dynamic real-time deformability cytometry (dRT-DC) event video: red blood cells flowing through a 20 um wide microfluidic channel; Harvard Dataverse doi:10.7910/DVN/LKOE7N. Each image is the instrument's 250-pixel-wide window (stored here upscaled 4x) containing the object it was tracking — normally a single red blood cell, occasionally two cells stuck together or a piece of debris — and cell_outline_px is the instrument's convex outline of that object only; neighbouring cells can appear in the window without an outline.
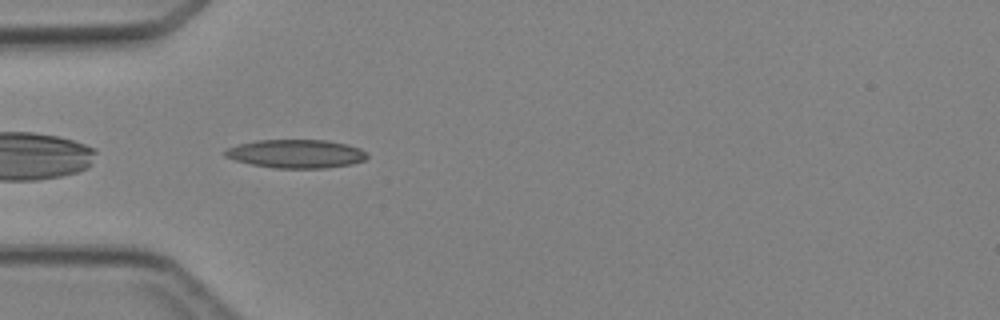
{"species": "Egyptian fruit bat (a non-hibernating species)", "species_latin": "Rousettus aegyptiacus", "temperature_condition": "cold", "stored_images_in_passage": 5, "camera_frame_rate_fps": 3000, "um_per_image_px": 0.085, "animal": {"sex": "female"}, "frame": {"image": 1, "passage_image": 3, "time_ms": 3.0, "image_size_px": [1000, 320], "cell_outline_px": [[368, 156], [364, 160], [352, 164], [324, 168], [276, 168], [252, 164], [236, 160], [224, 156], [224, 148], [256, 140], [328, 140], [348, 144], [360, 148], [368, 152]], "centroid_in_image_um": [25.19, 13.06], "position_along_channel_um": 59.8, "area_um2": 23.7}}
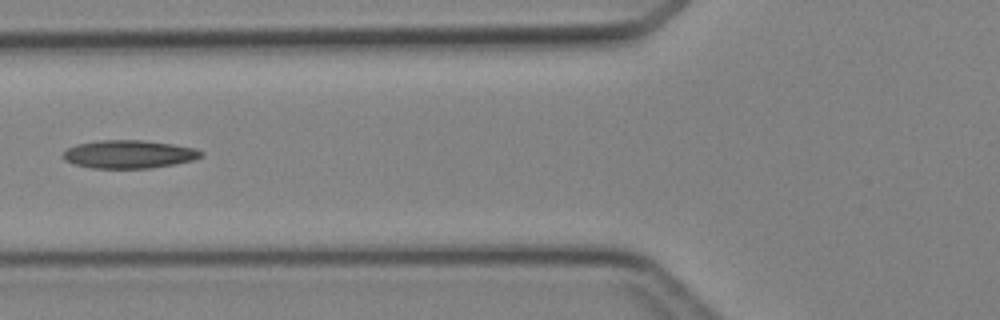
{"frame": {"image": 2, "passage_image": 4, "time_ms": 4.333, "image_size_px": [1000, 320], "cell_outline_px": [[204, 152], [200, 156], [192, 160], [176, 164], [152, 168], [92, 168], [72, 164], [64, 160], [60, 156], [68, 148], [76, 144], [100, 140], [140, 140], [172, 144], [196, 148]], "centroid_in_image_um": [10.92, 13.11], "position_along_channel_um": 114.9, "area_um2": 22.72}}
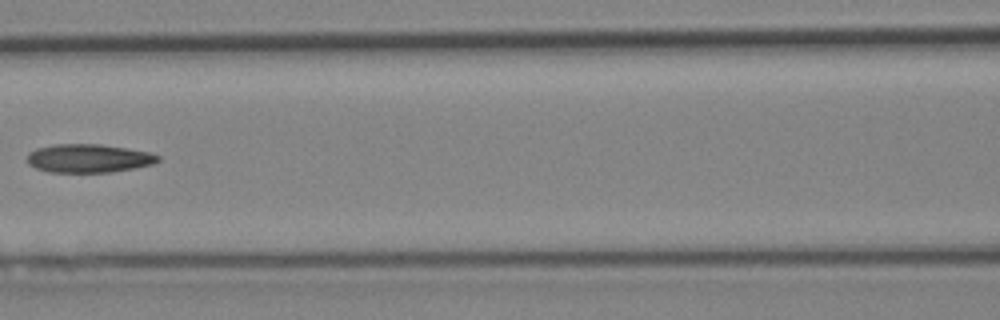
{"frame": {"image": 3, "passage_image": 5, "time_ms": 5.333, "image_size_px": [1000, 320], "cell_outline_px": [[160, 160], [152, 164], [112, 172], [48, 172], [36, 168], [28, 164], [28, 152], [36, 148], [56, 144], [100, 144], [152, 152], [160, 156]], "centroid_in_image_um": [7.53, 13.45], "position_along_channel_um": 159.1, "area_um2": 21.73}}